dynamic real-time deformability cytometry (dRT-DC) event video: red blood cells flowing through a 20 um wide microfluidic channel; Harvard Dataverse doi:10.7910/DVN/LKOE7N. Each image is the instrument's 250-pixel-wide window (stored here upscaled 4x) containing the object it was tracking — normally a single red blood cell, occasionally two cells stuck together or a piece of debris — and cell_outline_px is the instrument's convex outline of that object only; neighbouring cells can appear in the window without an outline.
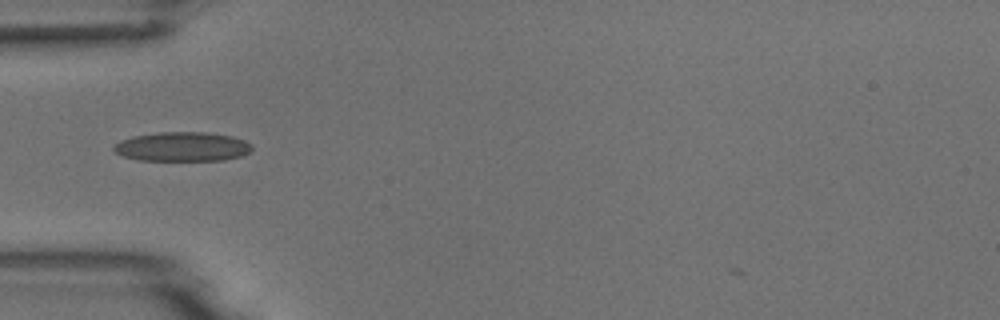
{"species": "common noctule bat (a hibernating species)", "species_latin": "Nyctalus noctula", "temperature_condition": "room temperature", "stored_images_in_passage": 5, "camera_frame_rate_fps": 3000, "um_per_image_px": 0.085, "animal": {"sex": "male", "body_mass_g": 18.8}, "frame": {"image": 1, "passage_image": 5, "time_ms": 4.333, "image_size_px": [1000, 320], "cell_outline_px": [[252, 152], [240, 156], [224, 160], [140, 160], [124, 156], [116, 152], [112, 148], [120, 140], [132, 136], [160, 132], [208, 132], [232, 136], [244, 140], [252, 144]], "centroid_in_image_um": [15.53, 12.46], "position_along_channel_um": 69.5, "area_um2": 23.64}}